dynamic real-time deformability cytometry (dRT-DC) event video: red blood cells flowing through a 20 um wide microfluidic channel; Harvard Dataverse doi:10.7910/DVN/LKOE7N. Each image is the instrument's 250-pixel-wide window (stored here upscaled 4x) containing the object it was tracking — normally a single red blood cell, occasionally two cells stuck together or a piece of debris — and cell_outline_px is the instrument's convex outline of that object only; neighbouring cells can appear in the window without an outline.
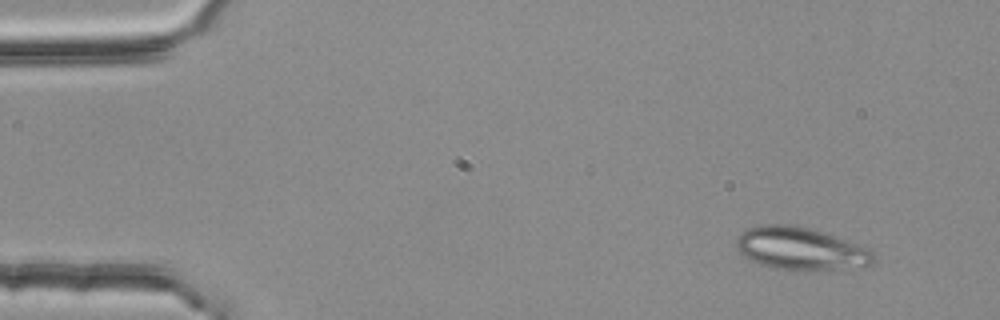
{"species": "common noctule bat (a hibernating species)", "species_latin": "Nyctalus noctula", "temperature_condition": "room temperature", "stored_images_in_passage": 5, "camera_frame_rate_fps": 3000, "um_per_image_px": 0.085, "animal": {"sex": "female", "body_mass_g": 25.1}, "frame": {"image": 1, "passage_image": 1, "time_ms": 0.0, "image_size_px": [1000, 320], "cell_outline_px": [[876, 260], [868, 264], [836, 268], [772, 268], [760, 264], [752, 260], [740, 252], [736, 248], [736, 240], [748, 228], [760, 224], [796, 224], [812, 228], [868, 248], [876, 252]], "centroid_in_image_um": [68.03, 21.08], "position_along_channel_um": 17.0, "area_um2": 33.18}}